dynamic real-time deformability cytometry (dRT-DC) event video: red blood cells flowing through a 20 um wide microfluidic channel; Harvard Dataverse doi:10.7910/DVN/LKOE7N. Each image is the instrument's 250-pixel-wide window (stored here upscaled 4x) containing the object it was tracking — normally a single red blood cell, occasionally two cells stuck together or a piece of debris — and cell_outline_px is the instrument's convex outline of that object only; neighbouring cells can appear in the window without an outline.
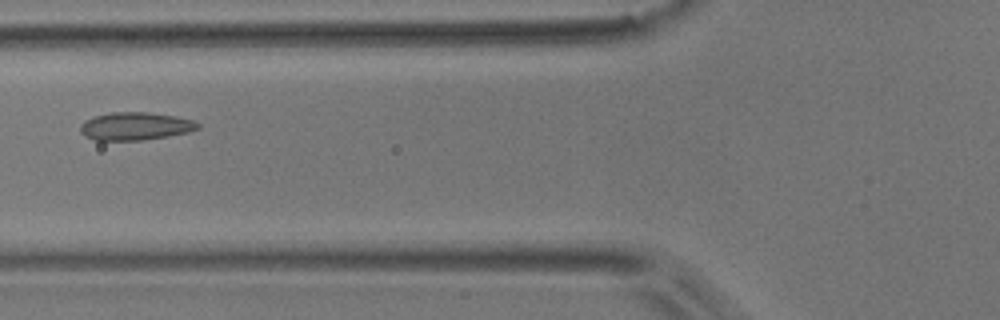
{"species": "common noctule bat (a hibernating species)", "species_latin": "Nyctalus noctula", "temperature_condition": "room temperature", "stored_images_in_passage": 8, "camera_frame_rate_fps": 3000, "um_per_image_px": 0.085, "animal": {"sex": "male", "body_mass_g": 17.9}, "frame": {"image": 1, "passage_image": 5, "time_ms": 1.333, "image_size_px": [1000, 320], "cell_outline_px": [[200, 128], [188, 132], [168, 136], [144, 140], [96, 140], [84, 136], [80, 132], [80, 124], [84, 120], [92, 116], [112, 112], [148, 112], [176, 116], [192, 120], [200, 124]], "centroid_in_image_um": [11.47, 10.72], "position_along_channel_um": 114.3, "area_um2": 19.25}}
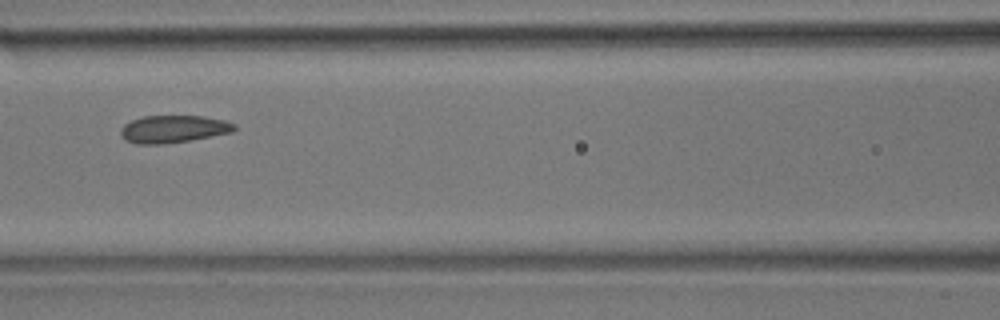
{"frame": {"image": 2, "passage_image": 6, "time_ms": 1.667, "image_size_px": [1000, 320], "cell_outline_px": [[236, 128], [232, 132], [188, 140], [164, 144], [136, 144], [124, 140], [120, 132], [120, 128], [124, 124], [132, 120], [144, 116], [204, 116], [224, 120], [236, 124]], "centroid_in_image_um": [14.71, 10.96], "position_along_channel_um": 151.9, "area_um2": 18.15}}
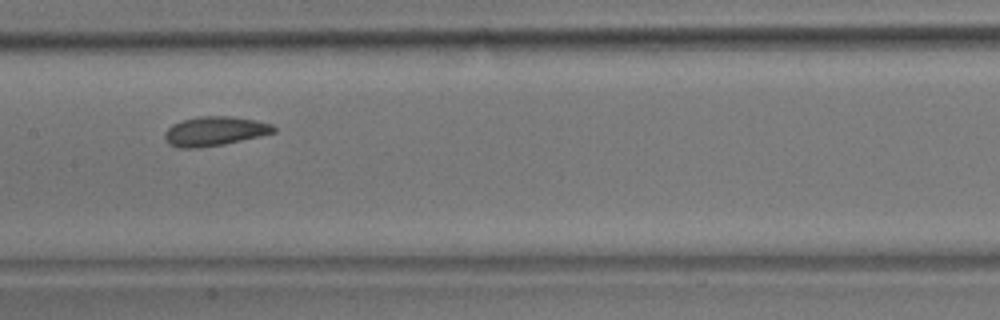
{"frame": {"image": 3, "passage_image": 7, "time_ms": 2.0, "image_size_px": [1000, 320], "cell_outline_px": [[276, 132], [224, 144], [196, 148], [176, 148], [168, 144], [164, 140], [164, 132], [172, 124], [184, 120], [200, 116], [232, 116], [256, 120], [272, 124], [276, 128]], "centroid_in_image_um": [18.22, 11.15], "position_along_channel_um": 189.2, "area_um2": 18.67}}